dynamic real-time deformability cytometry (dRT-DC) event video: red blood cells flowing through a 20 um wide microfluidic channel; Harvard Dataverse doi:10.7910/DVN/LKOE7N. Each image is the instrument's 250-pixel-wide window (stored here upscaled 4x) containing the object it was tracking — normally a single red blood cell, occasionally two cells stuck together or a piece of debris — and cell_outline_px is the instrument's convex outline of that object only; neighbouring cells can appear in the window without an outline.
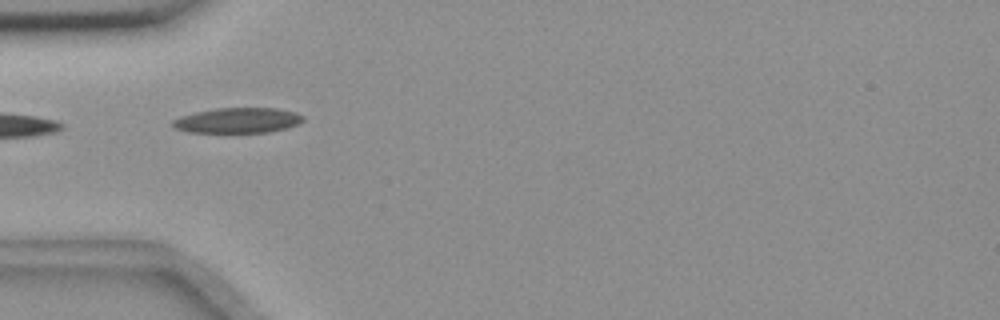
{"species": "common noctule bat (a hibernating species)", "species_latin": "Nyctalus noctula", "temperature_condition": "room temperature", "stored_images_in_passage": 5, "camera_frame_rate_fps": 3000, "um_per_image_px": 0.085, "animal": {"sex": "female", "body_mass_g": 18.4}, "frame": {"image": 1, "passage_image": 1, "time_ms": 0.0, "image_size_px": [1000, 320], "cell_outline_px": [[304, 120], [288, 128], [268, 132], [188, 132], [176, 128], [172, 124], [172, 120], [180, 116], [196, 112], [216, 108], [276, 108], [296, 112], [304, 116]], "centroid_in_image_um": [20.22, 10.23], "position_along_channel_um": 64.8, "area_um2": 19.13}}